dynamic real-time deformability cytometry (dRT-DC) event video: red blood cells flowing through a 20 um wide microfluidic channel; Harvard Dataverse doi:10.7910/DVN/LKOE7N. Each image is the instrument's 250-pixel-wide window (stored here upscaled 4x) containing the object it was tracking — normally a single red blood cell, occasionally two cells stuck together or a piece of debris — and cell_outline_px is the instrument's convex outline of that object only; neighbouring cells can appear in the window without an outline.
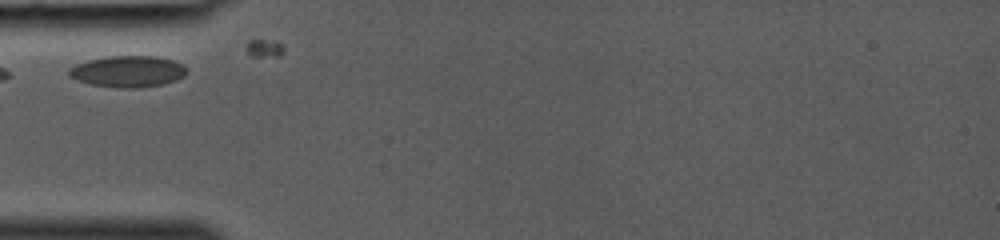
{"species": "common noctule bat (a hibernating species)", "species_latin": "Nyctalus noctula", "temperature_condition": "room temperature", "stored_images_in_passage": 8, "camera_frame_rate_fps": 3000, "um_per_image_px": 0.085, "animal": {"sex": "female", "body_mass_g": 19.0, "forearm_length_mm": 53.3}, "frame": {"image": 1, "passage_image": 1, "time_ms": 0.0, "image_size_px": [1000, 240], "cell_outline_px": [[188, 72], [184, 76], [176, 80], [164, 84], [132, 88], [120, 88], [92, 84], [76, 80], [68, 76], [68, 68], [76, 64], [88, 60], [108, 56], [156, 56], [172, 60], [180, 64]], "centroid_in_image_um": [10.83, 6.07], "position_along_channel_um": 74.2, "area_um2": 21.44}}
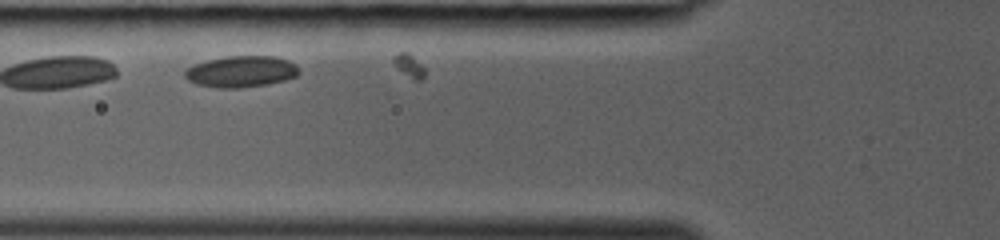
{"frame": {"image": 2, "passage_image": 3, "time_ms": 0.667, "image_size_px": [1000, 240], "cell_outline_px": [[300, 72], [296, 76], [284, 80], [268, 84], [240, 88], [216, 88], [196, 84], [188, 80], [184, 76], [184, 72], [192, 64], [224, 56], [276, 56], [288, 60], [296, 64]], "centroid_in_image_um": [20.49, 6.08], "position_along_channel_um": 105.3, "area_um2": 21.04}}
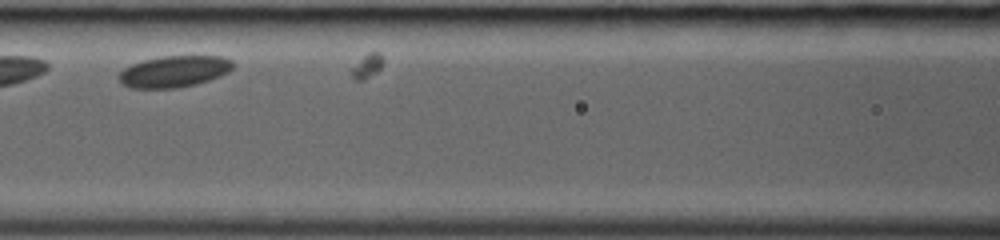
{"frame": {"image": 3, "passage_image": 6, "time_ms": 1.667, "image_size_px": [1000, 240], "cell_outline_px": [[232, 68], [228, 72], [220, 76], [196, 84], [176, 88], [132, 88], [124, 84], [116, 76], [124, 68], [132, 64], [144, 60], [160, 56], [224, 56], [232, 60]], "centroid_in_image_um": [14.8, 6.07], "position_along_channel_um": 151.8, "area_um2": 20.87}}